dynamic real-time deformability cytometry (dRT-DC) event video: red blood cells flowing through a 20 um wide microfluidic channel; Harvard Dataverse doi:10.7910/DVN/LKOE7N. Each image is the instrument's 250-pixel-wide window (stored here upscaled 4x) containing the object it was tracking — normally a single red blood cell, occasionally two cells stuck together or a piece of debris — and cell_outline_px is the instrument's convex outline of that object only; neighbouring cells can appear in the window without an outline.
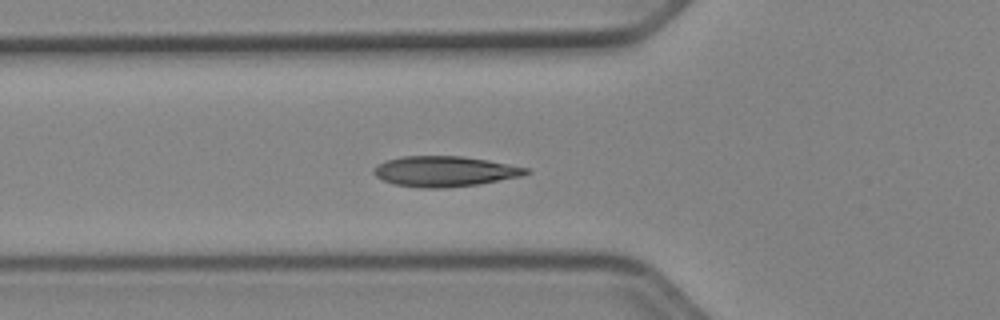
{"species": "Egyptian fruit bat (a non-hibernating species)", "species_latin": "Rousettus aegyptiacus", "temperature_condition": "cold", "stored_images_in_passage": 36, "camera_frame_rate_fps": 3000, "um_per_image_px": 0.085, "animal": {"sex": "female"}, "frame": {"image": 1, "passage_image": 2, "time_ms": 0.333, "image_size_px": [1000, 320], "cell_outline_px": [[532, 172], [520, 176], [480, 184], [444, 188], [420, 188], [396, 184], [384, 180], [376, 176], [372, 172], [380, 164], [388, 160], [404, 156], [460, 156], [488, 160], [528, 168]], "centroid_in_image_um": [37.83, 14.57], "position_along_channel_um": 88.0, "area_um2": 26.7}}
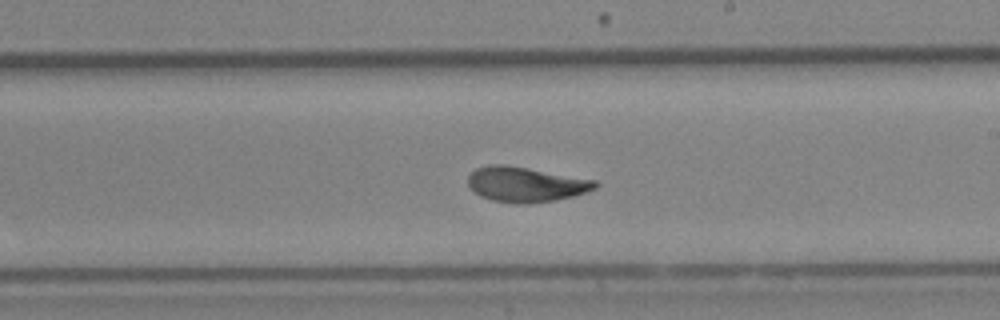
{"frame": {"image": 2, "passage_image": 14, "time_ms": 4.333, "image_size_px": [1000, 320], "cell_outline_px": [[600, 184], [596, 188], [572, 196], [556, 200], [528, 204], [520, 204], [492, 200], [480, 196], [468, 184], [468, 176], [476, 168], [492, 164], [504, 164], [596, 180]], "centroid_in_image_um": [44.69, 15.67], "position_along_channel_um": 244.3, "area_um2": 25.78}}
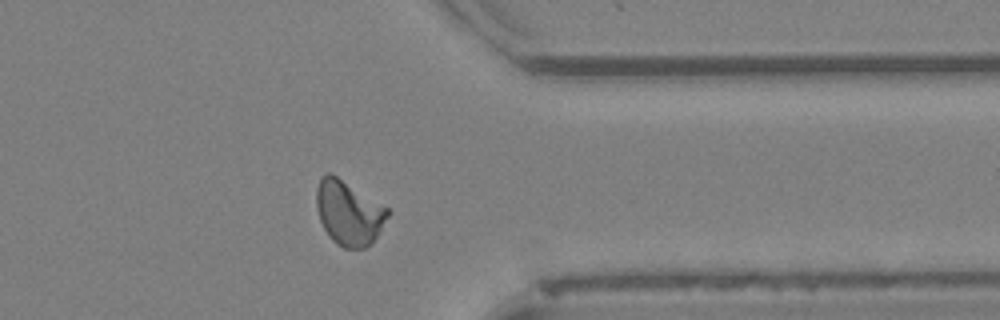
{"frame": {"image": 3, "passage_image": 25, "time_ms": 8.0, "image_size_px": [1000, 320], "cell_outline_px": [[388, 216], [372, 244], [364, 248], [344, 248], [336, 244], [332, 240], [324, 228], [320, 220], [316, 204], [316, 188], [320, 180], [328, 172], [332, 172], [388, 208]], "centroid_in_image_um": [29.63, 18.09], "position_along_channel_um": 381.8, "area_um2": 26.65}}